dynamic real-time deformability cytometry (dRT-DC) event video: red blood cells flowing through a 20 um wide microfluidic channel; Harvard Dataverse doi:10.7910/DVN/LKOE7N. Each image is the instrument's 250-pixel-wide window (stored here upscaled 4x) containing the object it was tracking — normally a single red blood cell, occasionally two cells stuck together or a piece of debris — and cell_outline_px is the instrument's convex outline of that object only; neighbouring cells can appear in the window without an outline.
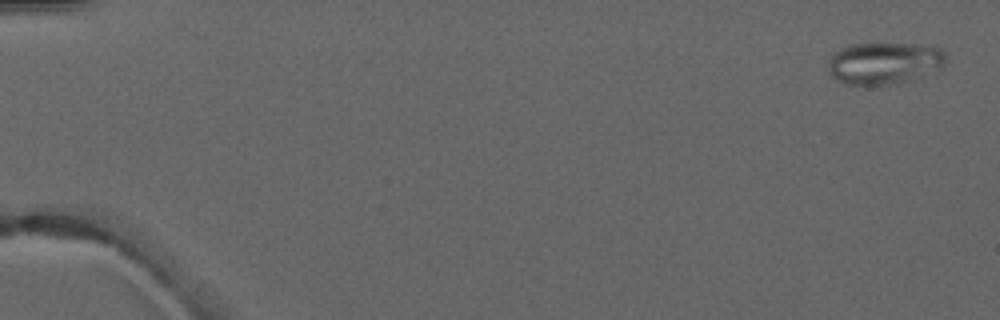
{"species": "common noctule bat (a hibernating species)", "species_latin": "Nyctalus noctula", "temperature_condition": "warm", "stored_images_in_passage": 5, "camera_frame_rate_fps": 3000, "um_per_image_px": 0.085, "animal": {"sex": "male", "forearm_length_mm": 52.5}, "frame": {"image": 1, "passage_image": 1, "time_ms": 0.0, "image_size_px": [1000, 320], "cell_outline_px": [[944, 64], [940, 68], [904, 80], [884, 84], [848, 84], [832, 76], [828, 72], [828, 60], [840, 48], [852, 44], [912, 44], [940, 48], [944, 52]], "centroid_in_image_um": [75.09, 5.33], "position_along_channel_um": 9.9, "area_um2": 27.74}}